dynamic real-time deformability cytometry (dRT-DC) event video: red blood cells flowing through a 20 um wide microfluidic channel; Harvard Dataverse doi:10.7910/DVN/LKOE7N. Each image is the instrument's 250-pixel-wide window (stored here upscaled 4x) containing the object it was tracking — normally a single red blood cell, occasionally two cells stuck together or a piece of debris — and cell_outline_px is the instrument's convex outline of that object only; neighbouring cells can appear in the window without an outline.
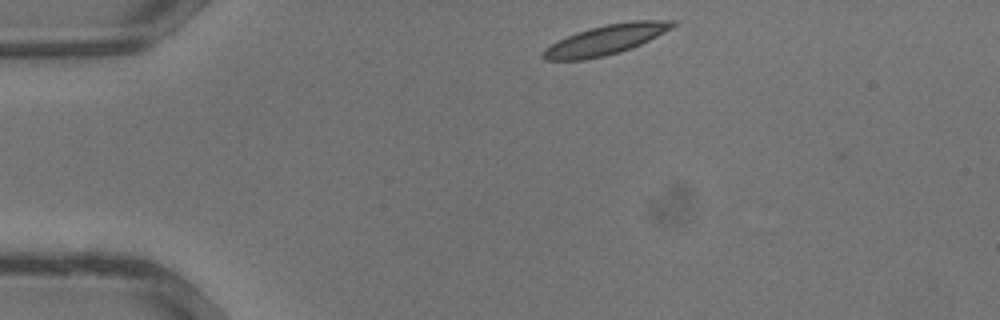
{"species": "common noctule bat (a hibernating species)", "species_latin": "Nyctalus noctula", "temperature_condition": "warm", "stored_images_in_passage": 2, "camera_frame_rate_fps": 3000, "um_per_image_px": 0.085, "animal": {"sex": "male", "body_mass_g": 13.3}, "frame": {"image": 1, "passage_image": 1, "time_ms": 0.0, "image_size_px": [1000, 320], "cell_outline_px": [[676, 24], [672, 28], [640, 44], [620, 52], [604, 56], [584, 60], [544, 60], [540, 56], [540, 52], [544, 48], [576, 32], [608, 24], [632, 20], [676, 20]], "centroid_in_image_um": [51.46, 3.39], "position_along_channel_um": 33.5, "area_um2": 22.31}}